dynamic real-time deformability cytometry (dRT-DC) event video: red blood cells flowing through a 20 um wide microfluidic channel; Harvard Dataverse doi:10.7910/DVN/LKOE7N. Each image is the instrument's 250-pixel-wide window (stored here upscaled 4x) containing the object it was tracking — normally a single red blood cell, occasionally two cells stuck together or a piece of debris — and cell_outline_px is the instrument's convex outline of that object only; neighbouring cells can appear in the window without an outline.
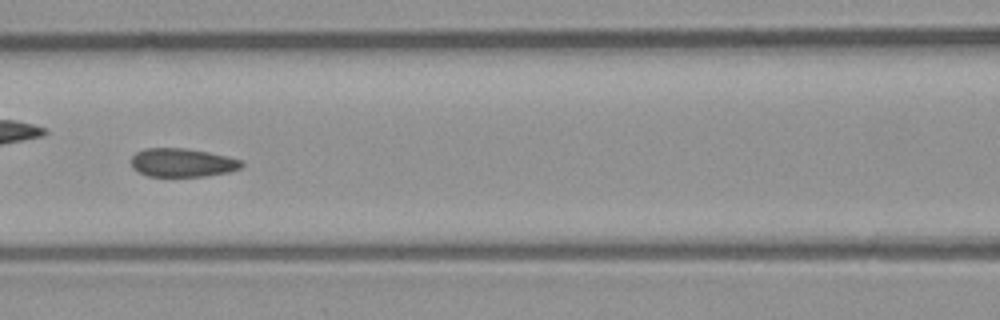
{"species": "common noctule bat (a hibernating species)", "species_latin": "Nyctalus noctula", "temperature_condition": "room temperature", "stored_images_in_passage": 43, "camera_frame_rate_fps": 3000, "um_per_image_px": 0.085, "animal": {"sex": "male", "body_mass_g": 23.1, "forearm_length_mm": 52.7}, "frame": {"image": 1, "passage_image": 13, "time_ms": 4.0, "image_size_px": [1000, 320], "cell_outline_px": [[244, 164], [240, 168], [228, 172], [204, 176], [148, 176], [132, 168], [128, 160], [136, 152], [148, 148], [184, 148], [208, 152], [228, 156], [244, 160]], "centroid_in_image_um": [15.49, 13.82], "position_along_channel_um": 151.1, "area_um2": 18.5}}
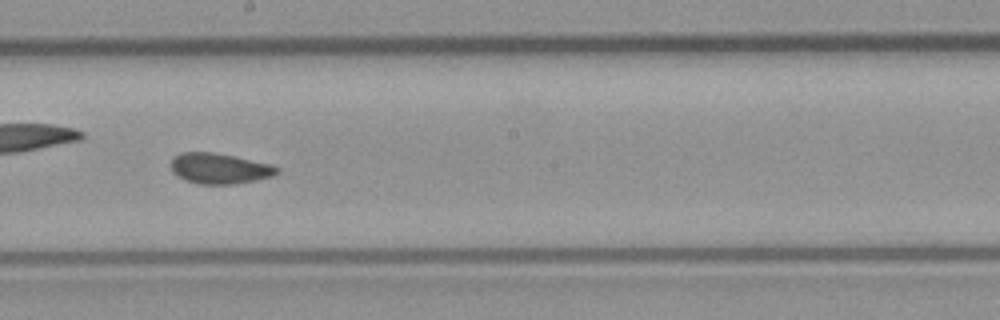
{"frame": {"image": 2, "passage_image": 19, "time_ms": 6.0, "image_size_px": [1000, 320], "cell_outline_px": [[280, 172], [272, 176], [256, 180], [232, 184], [196, 184], [184, 180], [172, 172], [172, 160], [180, 152], [212, 152], [272, 164], [280, 168]], "centroid_in_image_um": [18.67, 14.33], "position_along_channel_um": 229.5, "area_um2": 18.84}}
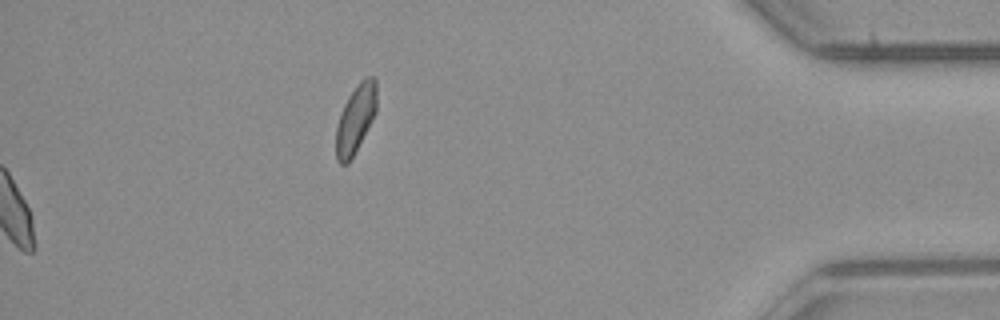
{"frame": {"image": 3, "passage_image": 43, "time_ms": 14.0, "image_size_px": [1000, 320], "cell_outline_px": [[376, 112], [348, 164], [340, 164], [336, 160], [336, 128], [340, 112], [348, 96], [360, 80], [364, 76], [372, 76], [376, 80]], "centroid_in_image_um": [30.21, 10.08], "position_along_channel_um": 405.0, "area_um2": 16.07}, "authors_computed_cell_mechanics": {"area_um2": 18.785, "velocity_mm_per_s": 3.9294, "shape_relaxation_time_tau1_ms": null, "shape_relaxation_time_tau2_ms": 0.7263, "deformation_change_tau1": null, "deformation_change_tau2": 0.0416}}